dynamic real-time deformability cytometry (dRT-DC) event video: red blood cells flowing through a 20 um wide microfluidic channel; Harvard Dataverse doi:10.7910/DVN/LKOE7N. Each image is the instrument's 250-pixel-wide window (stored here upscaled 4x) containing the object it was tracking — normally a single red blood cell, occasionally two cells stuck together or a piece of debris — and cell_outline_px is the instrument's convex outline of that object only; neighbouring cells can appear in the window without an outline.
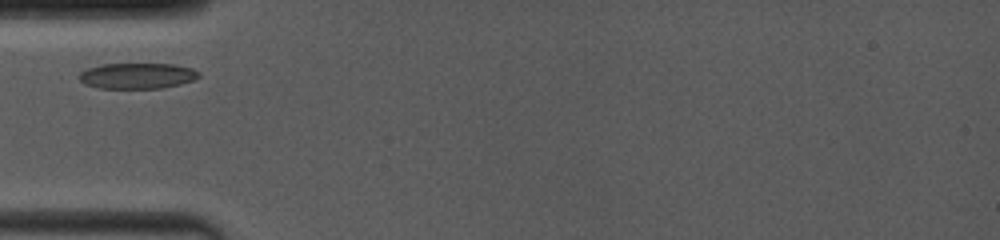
{"species": "common noctule bat (a hibernating species)", "species_latin": "Nyctalus noctula", "temperature_condition": "room temperature", "stored_images_in_passage": 6, "camera_frame_rate_fps": 4000, "um_per_image_px": 0.085, "animal": {"sex": "female", "body_mass_g": 19.0, "forearm_length_mm": 53.3}, "frame": {"image": 1, "passage_image": 1, "time_ms": 0.0, "image_size_px": [1000, 240], "cell_outline_px": [[200, 76], [192, 80], [180, 84], [160, 88], [96, 88], [84, 84], [80, 80], [80, 72], [88, 68], [100, 64], [176, 64], [192, 68], [200, 72]], "centroid_in_image_um": [11.66, 6.44], "position_along_channel_um": 73.3, "area_um2": 17.98}}
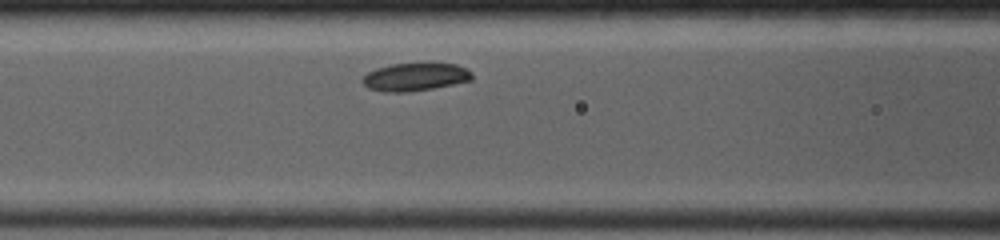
{"frame": {"image": 2, "passage_image": 3, "time_ms": 1.5, "image_size_px": [1000, 240], "cell_outline_px": [[472, 80], [432, 88], [408, 92], [384, 92], [368, 88], [360, 80], [368, 72], [376, 68], [392, 64], [428, 60], [456, 64], [472, 72]], "centroid_in_image_um": [35.29, 6.49], "position_along_channel_um": 131.3, "area_um2": 18.5}}
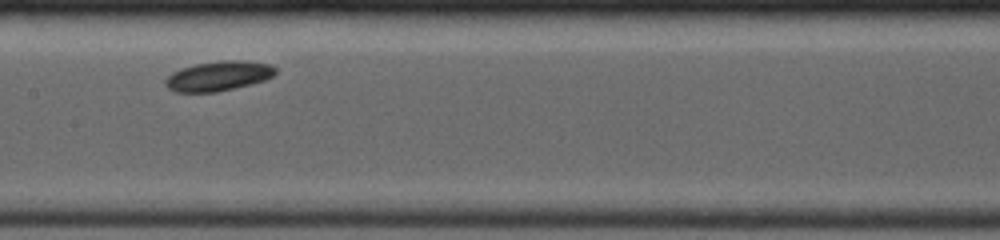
{"frame": {"image": 3, "passage_image": 5, "time_ms": 3.0, "image_size_px": [1000, 240], "cell_outline_px": [[276, 72], [272, 76], [264, 80], [216, 92], [176, 92], [168, 88], [164, 84], [164, 80], [172, 72], [180, 68], [196, 64], [220, 60], [244, 60], [272, 64], [276, 68]], "centroid_in_image_um": [18.55, 6.44], "position_along_channel_um": 188.9, "area_um2": 19.07}}